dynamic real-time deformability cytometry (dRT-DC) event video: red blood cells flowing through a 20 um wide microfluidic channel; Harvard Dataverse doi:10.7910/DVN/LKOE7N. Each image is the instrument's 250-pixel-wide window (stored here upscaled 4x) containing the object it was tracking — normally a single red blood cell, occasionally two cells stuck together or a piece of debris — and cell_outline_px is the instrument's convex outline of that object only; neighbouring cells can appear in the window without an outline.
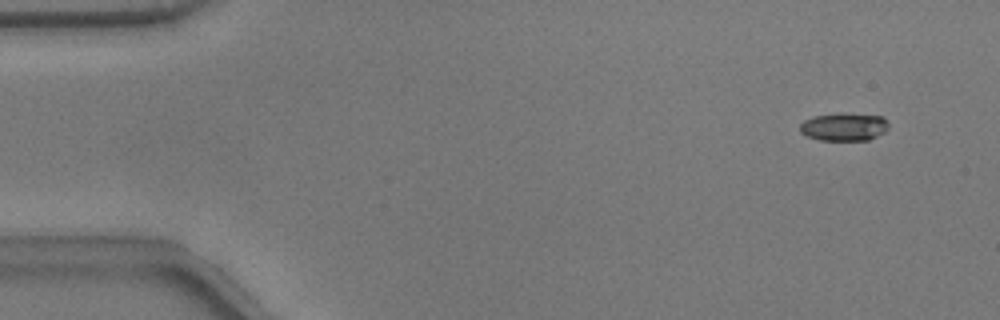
{"species": "common noctule bat (a hibernating species)", "species_latin": "Nyctalus noctula", "temperature_condition": "warm", "stored_images_in_passage": 44, "camera_frame_rate_fps": 3000, "um_per_image_px": 0.085, "animal": {"sex": "male", "body_mass_g": 17.9}, "frame": {"image": 1, "passage_image": 3, "time_ms": 0.667, "image_size_px": [1000, 320], "cell_outline_px": [[888, 128], [884, 132], [868, 140], [820, 140], [808, 136], [800, 132], [800, 124], [804, 120], [812, 116], [840, 112], [884, 116], [888, 120]], "centroid_in_image_um": [71.75, 10.75], "position_along_channel_um": 13.2, "area_um2": 14.68}}
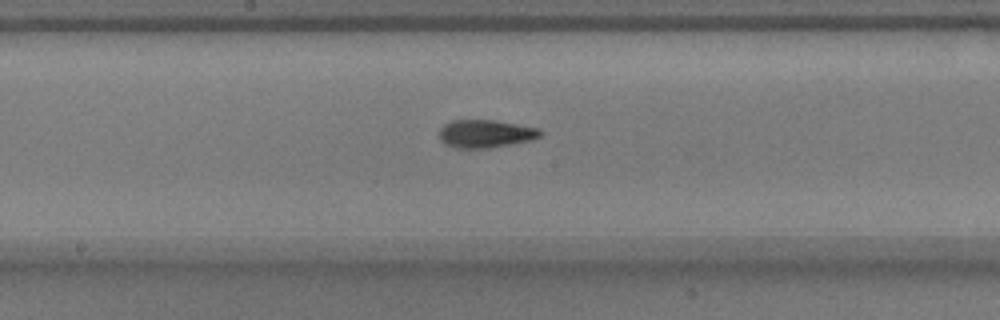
{"frame": {"image": 2, "passage_image": 27, "time_ms": 8.667, "image_size_px": [1000, 320], "cell_outline_px": [[544, 132], [540, 136], [532, 140], [512, 144], [488, 148], [460, 148], [444, 144], [440, 140], [440, 128], [444, 124], [452, 120], [492, 120], [540, 128]], "centroid_in_image_um": [41.29, 11.36], "position_along_channel_um": 206.9, "area_um2": 16.47}}
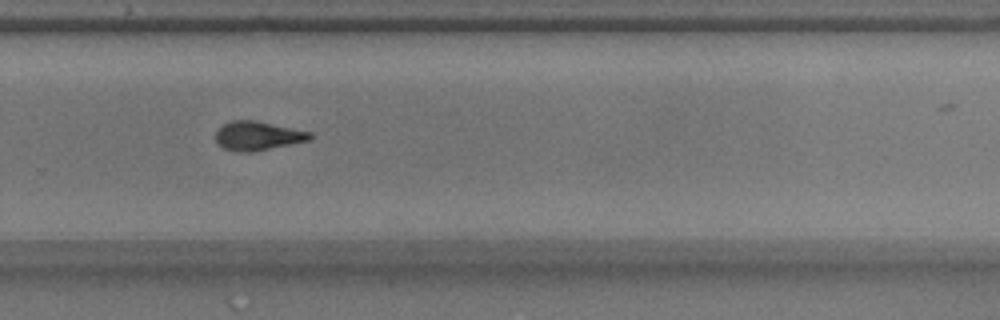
{"frame": {"image": 3, "passage_image": 35, "time_ms": 11.333, "image_size_px": [1000, 320], "cell_outline_px": [[312, 136], [308, 140], [248, 152], [236, 152], [224, 148], [216, 140], [216, 132], [224, 124], [232, 120], [256, 120], [312, 132]], "centroid_in_image_um": [21.89, 11.52], "position_along_channel_um": 307.9, "area_um2": 15.55}}